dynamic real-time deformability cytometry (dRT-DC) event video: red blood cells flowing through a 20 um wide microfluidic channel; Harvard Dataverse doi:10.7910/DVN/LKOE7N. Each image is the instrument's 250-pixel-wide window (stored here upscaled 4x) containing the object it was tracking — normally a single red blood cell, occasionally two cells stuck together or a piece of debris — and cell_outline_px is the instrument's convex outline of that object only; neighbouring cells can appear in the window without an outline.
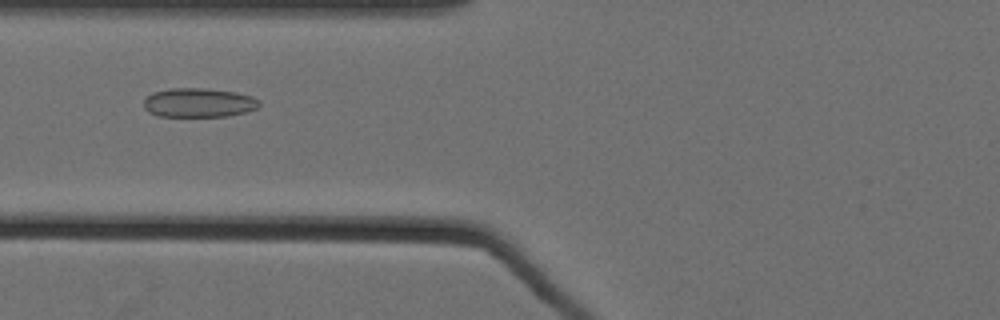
{"species": "Egyptian fruit bat (a non-hibernating species)", "species_latin": "Rousettus aegyptiacus", "temperature_condition": "cold", "stored_images_in_passage": 46, "camera_frame_rate_fps": 3000, "um_per_image_px": 0.085, "animal": {"sex": "female"}, "frame": {"image": 1, "passage_image": 13, "time_ms": 4.0, "image_size_px": [1000, 320], "cell_outline_px": [[260, 104], [256, 108], [248, 112], [228, 116], [160, 116], [148, 112], [144, 108], [144, 100], [152, 92], [168, 88], [204, 88], [236, 92], [252, 96], [260, 100]], "centroid_in_image_um": [16.9, 8.72], "position_along_channel_um": 108.9, "area_um2": 19.77}}
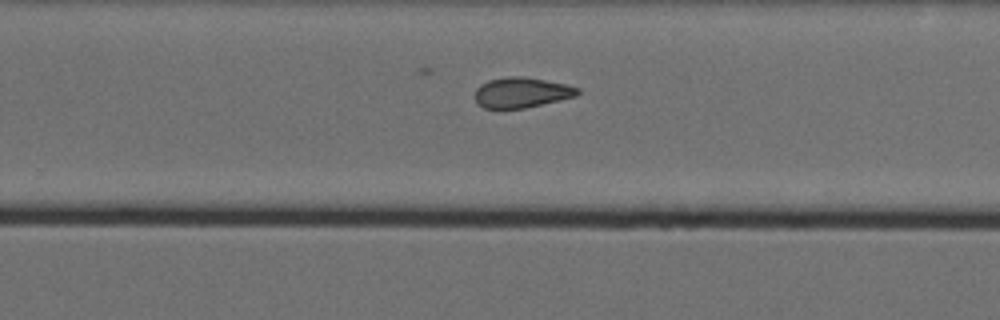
{"frame": {"image": 2, "passage_image": 28, "time_ms": 9.0, "image_size_px": [1000, 320], "cell_outline_px": [[580, 92], [576, 96], [560, 100], [524, 108], [484, 108], [476, 104], [476, 88], [480, 84], [488, 80], [508, 76], [524, 76], [568, 84], [580, 88]], "centroid_in_image_um": [44.34, 7.85], "position_along_channel_um": 285.5, "area_um2": 18.26}}
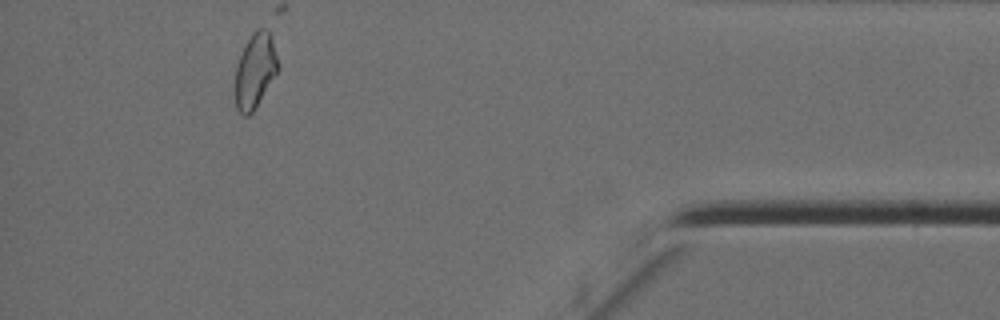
{"frame": {"image": 3, "passage_image": 42, "time_ms": 13.667, "image_size_px": [1000, 320], "cell_outline_px": [[276, 72], [256, 108], [248, 116], [244, 116], [236, 108], [232, 92], [236, 64], [244, 44], [252, 32], [268, 24], [272, 36], [276, 56]], "centroid_in_image_um": [21.61, 5.99], "position_along_channel_um": 413.6, "area_um2": 19.19}}